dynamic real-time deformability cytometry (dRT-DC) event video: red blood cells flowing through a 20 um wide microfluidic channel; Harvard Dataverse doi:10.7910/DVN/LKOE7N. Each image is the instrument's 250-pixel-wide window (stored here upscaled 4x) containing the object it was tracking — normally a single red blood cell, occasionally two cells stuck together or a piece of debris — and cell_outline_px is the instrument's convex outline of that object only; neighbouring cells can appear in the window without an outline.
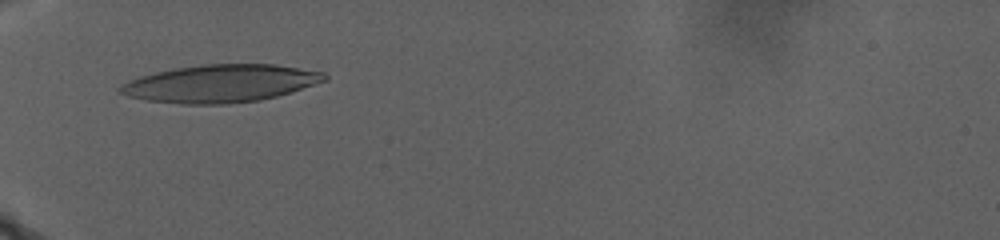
{"species": "human", "species_latin": "Homo sapiens", "temperature_condition": "warm", "stored_images_in_passage": 21, "camera_frame_rate_fps": 3000, "um_per_image_px": 0.085, "donor": {"sex": "male"}, "frame": {"image": 1, "passage_image": 1, "time_ms": 0.0, "image_size_px": [1000, 240], "cell_outline_px": [[328, 80], [276, 96], [260, 100], [228, 104], [180, 104], [148, 100], [128, 96], [116, 92], [116, 88], [120, 84], [128, 80], [140, 76], [156, 72], [176, 68], [204, 64], [276, 64], [324, 72], [328, 76]], "centroid_in_image_um": [18.71, 7.09], "position_along_channel_um": 66.3, "area_um2": 44.91}}
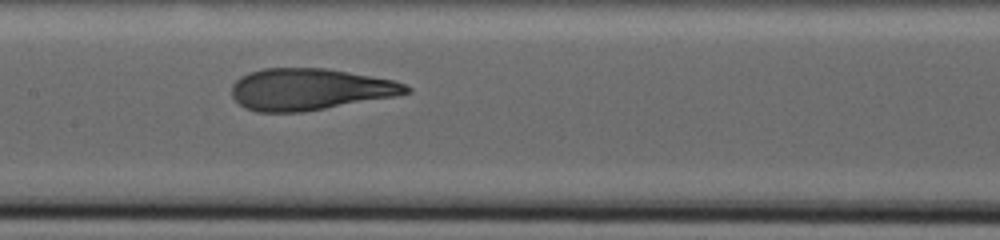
{"frame": {"image": 2, "passage_image": 9, "time_ms": 5.667, "image_size_px": [1000, 240], "cell_outline_px": [[412, 92], [392, 96], [304, 112], [256, 112], [244, 108], [232, 96], [232, 84], [240, 76], [248, 72], [264, 68], [324, 68], [348, 72], [392, 80], [404, 84], [412, 88]], "centroid_in_image_um": [26.27, 7.59], "position_along_channel_um": 181.1, "area_um2": 42.08}}
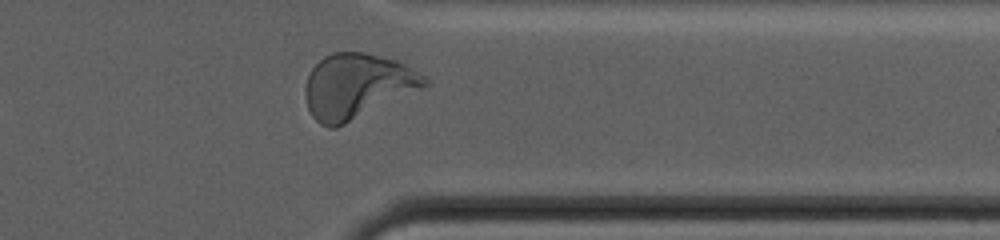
{"frame": {"image": 3, "passage_image": 20, "time_ms": 14.667, "image_size_px": [1000, 240], "cell_outline_px": [[428, 84], [336, 128], [328, 128], [320, 124], [312, 116], [308, 108], [304, 92], [304, 88], [308, 76], [312, 68], [324, 56], [332, 52], [364, 52], [396, 60], [404, 64], [424, 76], [428, 80]], "centroid_in_image_um": [30.28, 7.3], "position_along_channel_um": 381.1, "area_um2": 44.33}, "authors_computed_cell_mechanics": {"area_um2": 42.6564, "velocity_mm_per_s": 2.2305, "shape_relaxation_time_tau1_ms": null, "shape_relaxation_time_tau2_ms": 1.5221, "deformation_change_tau1": null, "deformation_change_tau2": 0.0932}}